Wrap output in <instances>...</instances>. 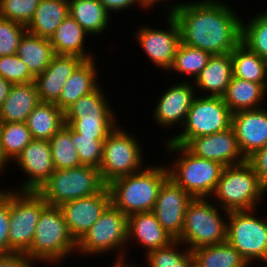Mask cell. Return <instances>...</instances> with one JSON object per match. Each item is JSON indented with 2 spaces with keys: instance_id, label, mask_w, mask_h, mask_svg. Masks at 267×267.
Instances as JSON below:
<instances>
[{
  "instance_id": "6da1fadb",
  "label": "cell",
  "mask_w": 267,
  "mask_h": 267,
  "mask_svg": "<svg viewBox=\"0 0 267 267\" xmlns=\"http://www.w3.org/2000/svg\"><path fill=\"white\" fill-rule=\"evenodd\" d=\"M168 11L179 25L181 43L187 46L220 55L231 53L241 42L242 19L222 1L177 3Z\"/></svg>"
},
{
  "instance_id": "f1b7e54d",
  "label": "cell",
  "mask_w": 267,
  "mask_h": 267,
  "mask_svg": "<svg viewBox=\"0 0 267 267\" xmlns=\"http://www.w3.org/2000/svg\"><path fill=\"white\" fill-rule=\"evenodd\" d=\"M17 55L36 77L49 66L55 53L49 39L26 31L20 40Z\"/></svg>"
},
{
  "instance_id": "8d00e7d4",
  "label": "cell",
  "mask_w": 267,
  "mask_h": 267,
  "mask_svg": "<svg viewBox=\"0 0 267 267\" xmlns=\"http://www.w3.org/2000/svg\"><path fill=\"white\" fill-rule=\"evenodd\" d=\"M212 55L204 50L193 48L180 43L173 64L169 72L176 71L183 73L189 77L193 75L194 80L200 74L201 70L206 66ZM185 73V74H184Z\"/></svg>"
},
{
  "instance_id": "ac0fdd59",
  "label": "cell",
  "mask_w": 267,
  "mask_h": 267,
  "mask_svg": "<svg viewBox=\"0 0 267 267\" xmlns=\"http://www.w3.org/2000/svg\"><path fill=\"white\" fill-rule=\"evenodd\" d=\"M231 127L246 159L267 145V109L237 111L232 114Z\"/></svg>"
},
{
  "instance_id": "7dc6e473",
  "label": "cell",
  "mask_w": 267,
  "mask_h": 267,
  "mask_svg": "<svg viewBox=\"0 0 267 267\" xmlns=\"http://www.w3.org/2000/svg\"><path fill=\"white\" fill-rule=\"evenodd\" d=\"M99 1L109 14H111L110 11L113 12L115 10L116 13L118 12L117 10H119L120 12L121 10L129 9V7L138 4L137 0H99Z\"/></svg>"
},
{
  "instance_id": "1f68e13d",
  "label": "cell",
  "mask_w": 267,
  "mask_h": 267,
  "mask_svg": "<svg viewBox=\"0 0 267 267\" xmlns=\"http://www.w3.org/2000/svg\"><path fill=\"white\" fill-rule=\"evenodd\" d=\"M233 76L255 83H265L267 61L240 42L231 52Z\"/></svg>"
},
{
  "instance_id": "8992f818",
  "label": "cell",
  "mask_w": 267,
  "mask_h": 267,
  "mask_svg": "<svg viewBox=\"0 0 267 267\" xmlns=\"http://www.w3.org/2000/svg\"><path fill=\"white\" fill-rule=\"evenodd\" d=\"M209 202L206 198H194L188 204L181 235L177 240L187 244L190 251L227 240V221L220 215L219 206Z\"/></svg>"
},
{
  "instance_id": "f5cc1de1",
  "label": "cell",
  "mask_w": 267,
  "mask_h": 267,
  "mask_svg": "<svg viewBox=\"0 0 267 267\" xmlns=\"http://www.w3.org/2000/svg\"><path fill=\"white\" fill-rule=\"evenodd\" d=\"M264 92H265V95L267 93V68H266V81H265V84H264Z\"/></svg>"
},
{
  "instance_id": "681fc988",
  "label": "cell",
  "mask_w": 267,
  "mask_h": 267,
  "mask_svg": "<svg viewBox=\"0 0 267 267\" xmlns=\"http://www.w3.org/2000/svg\"><path fill=\"white\" fill-rule=\"evenodd\" d=\"M164 0H137L138 2V6H142L144 9L149 8V7H153V5H155V3H159L162 2ZM168 1V0H165Z\"/></svg>"
},
{
  "instance_id": "7c38bea8",
  "label": "cell",
  "mask_w": 267,
  "mask_h": 267,
  "mask_svg": "<svg viewBox=\"0 0 267 267\" xmlns=\"http://www.w3.org/2000/svg\"><path fill=\"white\" fill-rule=\"evenodd\" d=\"M254 210L231 211L225 215L227 217L226 241L249 265L255 260L267 263V220L263 221L255 217ZM263 267H267V264Z\"/></svg>"
},
{
  "instance_id": "9a60e30c",
  "label": "cell",
  "mask_w": 267,
  "mask_h": 267,
  "mask_svg": "<svg viewBox=\"0 0 267 267\" xmlns=\"http://www.w3.org/2000/svg\"><path fill=\"white\" fill-rule=\"evenodd\" d=\"M193 199L189 193L169 177L163 182L159 190L152 212L162 227L175 240L181 235L186 210Z\"/></svg>"
},
{
  "instance_id": "5bb4252c",
  "label": "cell",
  "mask_w": 267,
  "mask_h": 267,
  "mask_svg": "<svg viewBox=\"0 0 267 267\" xmlns=\"http://www.w3.org/2000/svg\"><path fill=\"white\" fill-rule=\"evenodd\" d=\"M111 204V194L105 186L98 194L67 201L59 206L69 233L78 242Z\"/></svg>"
},
{
  "instance_id": "484cf974",
  "label": "cell",
  "mask_w": 267,
  "mask_h": 267,
  "mask_svg": "<svg viewBox=\"0 0 267 267\" xmlns=\"http://www.w3.org/2000/svg\"><path fill=\"white\" fill-rule=\"evenodd\" d=\"M265 83H255L232 76L222 98L232 113L242 110L262 108L261 102L266 98ZM261 103V104H259Z\"/></svg>"
},
{
  "instance_id": "f546056e",
  "label": "cell",
  "mask_w": 267,
  "mask_h": 267,
  "mask_svg": "<svg viewBox=\"0 0 267 267\" xmlns=\"http://www.w3.org/2000/svg\"><path fill=\"white\" fill-rule=\"evenodd\" d=\"M69 15L88 33L101 34L109 25L110 14L99 0H68Z\"/></svg>"
},
{
  "instance_id": "7402d4cb",
  "label": "cell",
  "mask_w": 267,
  "mask_h": 267,
  "mask_svg": "<svg viewBox=\"0 0 267 267\" xmlns=\"http://www.w3.org/2000/svg\"><path fill=\"white\" fill-rule=\"evenodd\" d=\"M94 59L83 60L72 72L62 88L55 103L63 112L80 97L93 92L100 84L97 82V68Z\"/></svg>"
},
{
  "instance_id": "60d3db41",
  "label": "cell",
  "mask_w": 267,
  "mask_h": 267,
  "mask_svg": "<svg viewBox=\"0 0 267 267\" xmlns=\"http://www.w3.org/2000/svg\"><path fill=\"white\" fill-rule=\"evenodd\" d=\"M41 0H0V17L27 26Z\"/></svg>"
},
{
  "instance_id": "d590c367",
  "label": "cell",
  "mask_w": 267,
  "mask_h": 267,
  "mask_svg": "<svg viewBox=\"0 0 267 267\" xmlns=\"http://www.w3.org/2000/svg\"><path fill=\"white\" fill-rule=\"evenodd\" d=\"M183 244L179 240L169 245L145 253L148 267H194L192 251L178 249ZM179 246V247H178Z\"/></svg>"
},
{
  "instance_id": "d6986e66",
  "label": "cell",
  "mask_w": 267,
  "mask_h": 267,
  "mask_svg": "<svg viewBox=\"0 0 267 267\" xmlns=\"http://www.w3.org/2000/svg\"><path fill=\"white\" fill-rule=\"evenodd\" d=\"M194 86L189 82L172 84V87L164 92L161 98L156 102L153 111L156 124L165 128L175 125L176 123L182 126L187 118L188 111L195 99Z\"/></svg>"
},
{
  "instance_id": "277c9868",
  "label": "cell",
  "mask_w": 267,
  "mask_h": 267,
  "mask_svg": "<svg viewBox=\"0 0 267 267\" xmlns=\"http://www.w3.org/2000/svg\"><path fill=\"white\" fill-rule=\"evenodd\" d=\"M77 250V242L69 233L64 216L57 206H47L39 217L30 251L32 261L59 263Z\"/></svg>"
},
{
  "instance_id": "74e56055",
  "label": "cell",
  "mask_w": 267,
  "mask_h": 267,
  "mask_svg": "<svg viewBox=\"0 0 267 267\" xmlns=\"http://www.w3.org/2000/svg\"><path fill=\"white\" fill-rule=\"evenodd\" d=\"M241 42L267 61V11L255 15L248 24L242 21Z\"/></svg>"
},
{
  "instance_id": "e575fe53",
  "label": "cell",
  "mask_w": 267,
  "mask_h": 267,
  "mask_svg": "<svg viewBox=\"0 0 267 267\" xmlns=\"http://www.w3.org/2000/svg\"><path fill=\"white\" fill-rule=\"evenodd\" d=\"M55 169H70L81 166L78 153L71 141V127L64 125L49 139Z\"/></svg>"
},
{
  "instance_id": "d4e9b609",
  "label": "cell",
  "mask_w": 267,
  "mask_h": 267,
  "mask_svg": "<svg viewBox=\"0 0 267 267\" xmlns=\"http://www.w3.org/2000/svg\"><path fill=\"white\" fill-rule=\"evenodd\" d=\"M88 33L80 24L68 15L50 37V43L55 55H75L84 60L94 58L84 49L85 39Z\"/></svg>"
},
{
  "instance_id": "f6af8a7d",
  "label": "cell",
  "mask_w": 267,
  "mask_h": 267,
  "mask_svg": "<svg viewBox=\"0 0 267 267\" xmlns=\"http://www.w3.org/2000/svg\"><path fill=\"white\" fill-rule=\"evenodd\" d=\"M247 162L253 167L262 188L267 192V145L255 151Z\"/></svg>"
},
{
  "instance_id": "ab89813d",
  "label": "cell",
  "mask_w": 267,
  "mask_h": 267,
  "mask_svg": "<svg viewBox=\"0 0 267 267\" xmlns=\"http://www.w3.org/2000/svg\"><path fill=\"white\" fill-rule=\"evenodd\" d=\"M101 86L93 92L80 97L65 112V116H82L89 114H113V110L107 102L105 94L102 93Z\"/></svg>"
},
{
  "instance_id": "44dd1931",
  "label": "cell",
  "mask_w": 267,
  "mask_h": 267,
  "mask_svg": "<svg viewBox=\"0 0 267 267\" xmlns=\"http://www.w3.org/2000/svg\"><path fill=\"white\" fill-rule=\"evenodd\" d=\"M127 238L128 241L138 240L139 244L147 249L146 253L167 246L175 240L162 227L152 211L128 216Z\"/></svg>"
},
{
  "instance_id": "30bf717a",
  "label": "cell",
  "mask_w": 267,
  "mask_h": 267,
  "mask_svg": "<svg viewBox=\"0 0 267 267\" xmlns=\"http://www.w3.org/2000/svg\"><path fill=\"white\" fill-rule=\"evenodd\" d=\"M127 228L128 216L110 204L77 242L76 251L82 252L80 253L82 255L91 253L93 256V254H106L105 252L117 249L119 255L116 260L126 259L127 256L123 250L128 245Z\"/></svg>"
},
{
  "instance_id": "603a6c76",
  "label": "cell",
  "mask_w": 267,
  "mask_h": 267,
  "mask_svg": "<svg viewBox=\"0 0 267 267\" xmlns=\"http://www.w3.org/2000/svg\"><path fill=\"white\" fill-rule=\"evenodd\" d=\"M233 76L231 53L212 55L194 80V87L222 97ZM196 85V86H195Z\"/></svg>"
},
{
  "instance_id": "5b68a950",
  "label": "cell",
  "mask_w": 267,
  "mask_h": 267,
  "mask_svg": "<svg viewBox=\"0 0 267 267\" xmlns=\"http://www.w3.org/2000/svg\"><path fill=\"white\" fill-rule=\"evenodd\" d=\"M265 193L253 167L246 161L223 169L213 195L217 198L216 205L218 203L222 211L228 214L231 211L256 209Z\"/></svg>"
},
{
  "instance_id": "2e32d148",
  "label": "cell",
  "mask_w": 267,
  "mask_h": 267,
  "mask_svg": "<svg viewBox=\"0 0 267 267\" xmlns=\"http://www.w3.org/2000/svg\"><path fill=\"white\" fill-rule=\"evenodd\" d=\"M184 147L196 157L219 162L225 167L247 161L240 151L232 127L219 133L195 137Z\"/></svg>"
},
{
  "instance_id": "7a4b0ae2",
  "label": "cell",
  "mask_w": 267,
  "mask_h": 267,
  "mask_svg": "<svg viewBox=\"0 0 267 267\" xmlns=\"http://www.w3.org/2000/svg\"><path fill=\"white\" fill-rule=\"evenodd\" d=\"M169 177L168 169L156 165L118 178L107 185L111 204L125 215L152 211L159 190Z\"/></svg>"
},
{
  "instance_id": "52a82bcc",
  "label": "cell",
  "mask_w": 267,
  "mask_h": 267,
  "mask_svg": "<svg viewBox=\"0 0 267 267\" xmlns=\"http://www.w3.org/2000/svg\"><path fill=\"white\" fill-rule=\"evenodd\" d=\"M105 186L98 168L81 165L70 169H55L37 192L49 206L59 207L67 201L96 195Z\"/></svg>"
},
{
  "instance_id": "9c48e42d",
  "label": "cell",
  "mask_w": 267,
  "mask_h": 267,
  "mask_svg": "<svg viewBox=\"0 0 267 267\" xmlns=\"http://www.w3.org/2000/svg\"><path fill=\"white\" fill-rule=\"evenodd\" d=\"M232 112L222 97H195L185 120L182 133L172 136L171 143L185 146L195 137L211 135L227 130L232 124Z\"/></svg>"
},
{
  "instance_id": "ffe728a7",
  "label": "cell",
  "mask_w": 267,
  "mask_h": 267,
  "mask_svg": "<svg viewBox=\"0 0 267 267\" xmlns=\"http://www.w3.org/2000/svg\"><path fill=\"white\" fill-rule=\"evenodd\" d=\"M83 60L75 55H55L49 66L34 78L39 100L56 103L67 79Z\"/></svg>"
},
{
  "instance_id": "b9f144b4",
  "label": "cell",
  "mask_w": 267,
  "mask_h": 267,
  "mask_svg": "<svg viewBox=\"0 0 267 267\" xmlns=\"http://www.w3.org/2000/svg\"><path fill=\"white\" fill-rule=\"evenodd\" d=\"M25 25L0 17V57L17 54Z\"/></svg>"
},
{
  "instance_id": "816d5d0a",
  "label": "cell",
  "mask_w": 267,
  "mask_h": 267,
  "mask_svg": "<svg viewBox=\"0 0 267 267\" xmlns=\"http://www.w3.org/2000/svg\"><path fill=\"white\" fill-rule=\"evenodd\" d=\"M7 164L8 163L4 160L2 152H1V148H0V173H1L2 170L5 169V167H7L6 166Z\"/></svg>"
},
{
  "instance_id": "3957f363",
  "label": "cell",
  "mask_w": 267,
  "mask_h": 267,
  "mask_svg": "<svg viewBox=\"0 0 267 267\" xmlns=\"http://www.w3.org/2000/svg\"><path fill=\"white\" fill-rule=\"evenodd\" d=\"M165 145L170 154H181L177 159L173 158V163L167 166L169 178L193 198L213 196L225 166L213 160L196 157L184 146L171 143L169 140Z\"/></svg>"
},
{
  "instance_id": "c3c4849f",
  "label": "cell",
  "mask_w": 267,
  "mask_h": 267,
  "mask_svg": "<svg viewBox=\"0 0 267 267\" xmlns=\"http://www.w3.org/2000/svg\"><path fill=\"white\" fill-rule=\"evenodd\" d=\"M12 84L0 76V108L4 104Z\"/></svg>"
},
{
  "instance_id": "d6a6232c",
  "label": "cell",
  "mask_w": 267,
  "mask_h": 267,
  "mask_svg": "<svg viewBox=\"0 0 267 267\" xmlns=\"http://www.w3.org/2000/svg\"><path fill=\"white\" fill-rule=\"evenodd\" d=\"M116 114H89L82 116H65V124L69 125L81 136L93 139H106L117 127Z\"/></svg>"
},
{
  "instance_id": "7bdbcfd3",
  "label": "cell",
  "mask_w": 267,
  "mask_h": 267,
  "mask_svg": "<svg viewBox=\"0 0 267 267\" xmlns=\"http://www.w3.org/2000/svg\"><path fill=\"white\" fill-rule=\"evenodd\" d=\"M0 76L12 85L32 83L35 78L17 54L0 57Z\"/></svg>"
},
{
  "instance_id": "f35d334b",
  "label": "cell",
  "mask_w": 267,
  "mask_h": 267,
  "mask_svg": "<svg viewBox=\"0 0 267 267\" xmlns=\"http://www.w3.org/2000/svg\"><path fill=\"white\" fill-rule=\"evenodd\" d=\"M105 140L81 136L71 128V141L76 148L81 165L99 169Z\"/></svg>"
},
{
  "instance_id": "4316f807",
  "label": "cell",
  "mask_w": 267,
  "mask_h": 267,
  "mask_svg": "<svg viewBox=\"0 0 267 267\" xmlns=\"http://www.w3.org/2000/svg\"><path fill=\"white\" fill-rule=\"evenodd\" d=\"M68 15V0H41L32 20L26 26L27 31L39 37L50 39Z\"/></svg>"
},
{
  "instance_id": "cb8c5ba5",
  "label": "cell",
  "mask_w": 267,
  "mask_h": 267,
  "mask_svg": "<svg viewBox=\"0 0 267 267\" xmlns=\"http://www.w3.org/2000/svg\"><path fill=\"white\" fill-rule=\"evenodd\" d=\"M40 102L34 82L12 85L0 108V123L26 122L28 115Z\"/></svg>"
},
{
  "instance_id": "4dcf8cb0",
  "label": "cell",
  "mask_w": 267,
  "mask_h": 267,
  "mask_svg": "<svg viewBox=\"0 0 267 267\" xmlns=\"http://www.w3.org/2000/svg\"><path fill=\"white\" fill-rule=\"evenodd\" d=\"M194 267H248L242 255L227 241L192 251Z\"/></svg>"
},
{
  "instance_id": "e0dca14e",
  "label": "cell",
  "mask_w": 267,
  "mask_h": 267,
  "mask_svg": "<svg viewBox=\"0 0 267 267\" xmlns=\"http://www.w3.org/2000/svg\"><path fill=\"white\" fill-rule=\"evenodd\" d=\"M13 162L28 175L18 191H38L55 171L49 140L33 139Z\"/></svg>"
},
{
  "instance_id": "4fadbf2b",
  "label": "cell",
  "mask_w": 267,
  "mask_h": 267,
  "mask_svg": "<svg viewBox=\"0 0 267 267\" xmlns=\"http://www.w3.org/2000/svg\"><path fill=\"white\" fill-rule=\"evenodd\" d=\"M167 20L169 25L167 30L144 25L139 27L135 37L155 66L169 71L181 43V36L179 25L174 17L167 15Z\"/></svg>"
},
{
  "instance_id": "836d02e7",
  "label": "cell",
  "mask_w": 267,
  "mask_h": 267,
  "mask_svg": "<svg viewBox=\"0 0 267 267\" xmlns=\"http://www.w3.org/2000/svg\"><path fill=\"white\" fill-rule=\"evenodd\" d=\"M30 130L25 122L0 123V148L4 160L9 164L32 141Z\"/></svg>"
},
{
  "instance_id": "bcb514c9",
  "label": "cell",
  "mask_w": 267,
  "mask_h": 267,
  "mask_svg": "<svg viewBox=\"0 0 267 267\" xmlns=\"http://www.w3.org/2000/svg\"><path fill=\"white\" fill-rule=\"evenodd\" d=\"M36 262L28 259L23 254L0 256V267H33Z\"/></svg>"
},
{
  "instance_id": "83f0119b",
  "label": "cell",
  "mask_w": 267,
  "mask_h": 267,
  "mask_svg": "<svg viewBox=\"0 0 267 267\" xmlns=\"http://www.w3.org/2000/svg\"><path fill=\"white\" fill-rule=\"evenodd\" d=\"M32 139L49 140L65 125L64 112L55 104L40 102L26 119Z\"/></svg>"
},
{
  "instance_id": "8fae6325",
  "label": "cell",
  "mask_w": 267,
  "mask_h": 267,
  "mask_svg": "<svg viewBox=\"0 0 267 267\" xmlns=\"http://www.w3.org/2000/svg\"><path fill=\"white\" fill-rule=\"evenodd\" d=\"M140 144L122 127H116L106 138L103 145L99 171L103 183L141 171L143 158Z\"/></svg>"
},
{
  "instance_id": "ba28073f",
  "label": "cell",
  "mask_w": 267,
  "mask_h": 267,
  "mask_svg": "<svg viewBox=\"0 0 267 267\" xmlns=\"http://www.w3.org/2000/svg\"><path fill=\"white\" fill-rule=\"evenodd\" d=\"M10 190L9 255H26L41 212L48 204L37 191Z\"/></svg>"
},
{
  "instance_id": "ee69618b",
  "label": "cell",
  "mask_w": 267,
  "mask_h": 267,
  "mask_svg": "<svg viewBox=\"0 0 267 267\" xmlns=\"http://www.w3.org/2000/svg\"><path fill=\"white\" fill-rule=\"evenodd\" d=\"M0 190V256L9 255L10 190Z\"/></svg>"
},
{
  "instance_id": "f907efd6",
  "label": "cell",
  "mask_w": 267,
  "mask_h": 267,
  "mask_svg": "<svg viewBox=\"0 0 267 267\" xmlns=\"http://www.w3.org/2000/svg\"><path fill=\"white\" fill-rule=\"evenodd\" d=\"M116 262H114V266L113 267H138L135 265H129V263L127 264L126 262V259H123V260H115Z\"/></svg>"
}]
</instances>
